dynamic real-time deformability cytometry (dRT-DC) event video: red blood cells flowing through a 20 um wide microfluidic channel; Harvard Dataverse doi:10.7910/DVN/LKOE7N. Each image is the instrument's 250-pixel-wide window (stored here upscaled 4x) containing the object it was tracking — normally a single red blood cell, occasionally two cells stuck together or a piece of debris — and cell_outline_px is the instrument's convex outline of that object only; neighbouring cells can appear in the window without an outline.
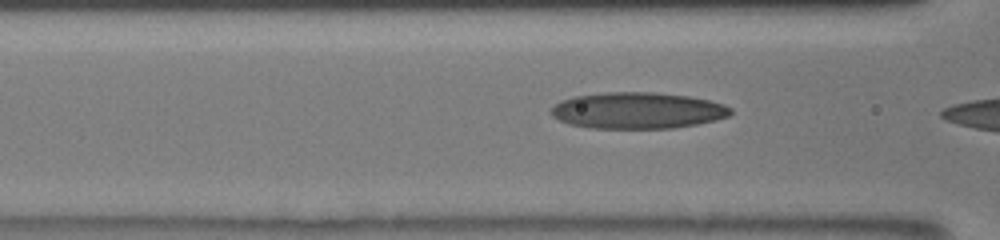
{"species": "human", "species_latin": "Homo sapiens", "temperature_condition": "room temperature", "stored_images_in_passage": 25, "camera_frame_rate_fps": 3000, "um_per_image_px": 0.085, "donor": {"sex": "male"}, "frame": {"image": 1, "passage_image": 23, "time_ms": 7.667, "image_size_px": [1000, 240], "cell_outline_px": [[732, 112], [728, 116], [716, 120], [696, 124], [672, 128], [588, 128], [568, 124], [552, 116], [548, 112], [560, 100], [572, 96], [604, 92], [652, 92], [688, 96], [708, 100], [724, 104], [732, 108]], "centroid_in_image_um": [54.15, 9.39], "position_along_channel_um": 112.4, "area_um2": 38.21}}